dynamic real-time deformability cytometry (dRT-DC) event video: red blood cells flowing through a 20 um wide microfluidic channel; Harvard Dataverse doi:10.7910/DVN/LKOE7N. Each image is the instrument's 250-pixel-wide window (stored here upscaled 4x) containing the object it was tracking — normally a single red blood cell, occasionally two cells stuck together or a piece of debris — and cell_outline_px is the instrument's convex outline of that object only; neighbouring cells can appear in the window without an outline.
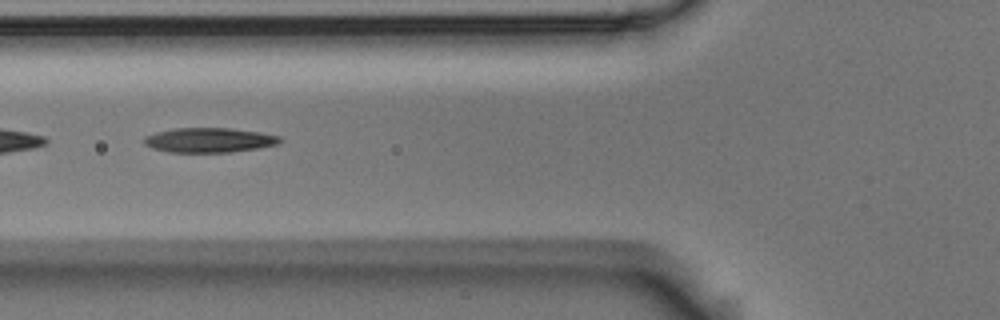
{"species": "Egyptian fruit bat (a non-hibernating species)", "species_latin": "Rousettus aegyptiacus", "temperature_condition": "room temperature", "stored_images_in_passage": 5, "segment_of_instrument_passage": [2, 2], "camera_frame_rate_fps": 3000, "um_per_image_px": 0.085, "animal": {"sex": "male"}, "frame": {"image": 1, "passage_image": 5, "time_ms": 1.333, "image_size_px": [1000, 320], "cell_outline_px": [[284, 140], [280, 144], [260, 148], [232, 152], [168, 152], [152, 148], [144, 144], [144, 136], [156, 132], [172, 128], [228, 128], [260, 132], [280, 136]], "centroid_in_image_um": [17.81, 11.91], "position_along_channel_um": 108.0, "area_um2": 19.77}}